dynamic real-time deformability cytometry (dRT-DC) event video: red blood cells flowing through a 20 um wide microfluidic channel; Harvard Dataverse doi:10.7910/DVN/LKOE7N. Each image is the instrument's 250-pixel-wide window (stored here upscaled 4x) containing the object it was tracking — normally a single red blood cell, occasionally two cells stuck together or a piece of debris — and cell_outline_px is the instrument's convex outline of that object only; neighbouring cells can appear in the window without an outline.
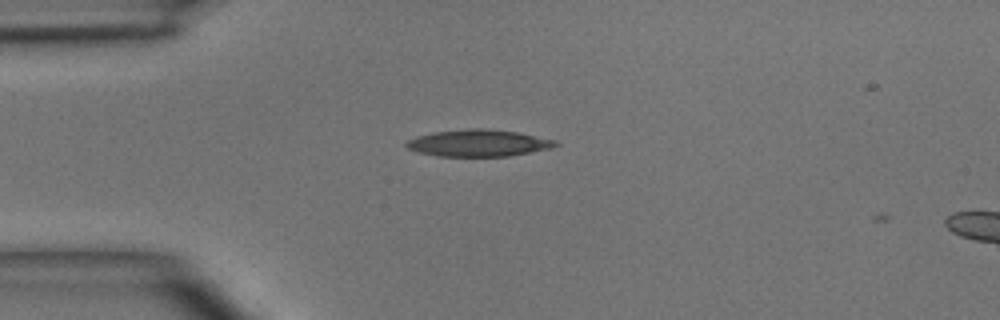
{"species": "common noctule bat (a hibernating species)", "species_latin": "Nyctalus noctula", "temperature_condition": "room temperature", "stored_images_in_passage": 3, "camera_frame_rate_fps": 3000, "um_per_image_px": 0.085, "animal": {"sex": "male", "body_mass_g": 15.6}, "frame": {"image": 1, "passage_image": 2, "time_ms": 1.333, "image_size_px": [1000, 320], "cell_outline_px": [[560, 144], [552, 148], [508, 156], [436, 156], [416, 152], [408, 148], [404, 144], [408, 140], [416, 136], [432, 132], [468, 128], [484, 128], [516, 132], [556, 140]], "centroid_in_image_um": [40.64, 12.16], "position_along_channel_um": 44.4, "area_um2": 23.41}}